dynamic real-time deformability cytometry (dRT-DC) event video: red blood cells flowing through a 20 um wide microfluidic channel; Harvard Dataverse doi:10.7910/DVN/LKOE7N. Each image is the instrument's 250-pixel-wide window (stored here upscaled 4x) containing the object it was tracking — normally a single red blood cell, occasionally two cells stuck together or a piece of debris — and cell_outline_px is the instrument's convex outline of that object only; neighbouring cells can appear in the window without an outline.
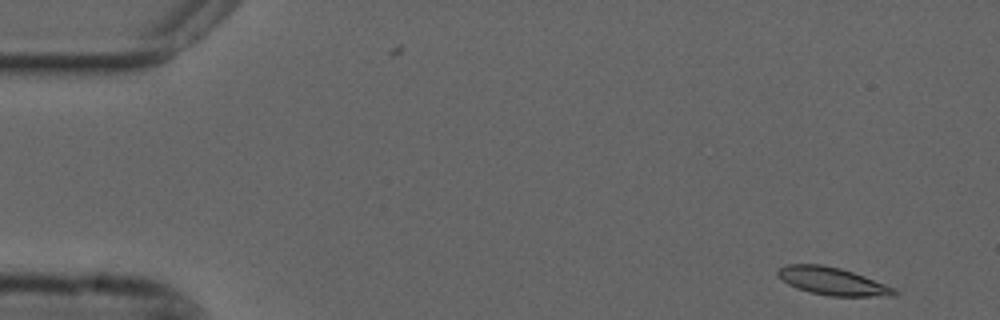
{"species": "common noctule bat (a hibernating species)", "species_latin": "Nyctalus noctula", "temperature_condition": "cold", "stored_images_in_passage": 53, "camera_frame_rate_fps": 3000, "um_per_image_px": 0.085, "animal": {"sex": "male", "forearm_length_mm": 52.5}, "frame": {"image": 1, "passage_image": 1, "time_ms": 0.0, "image_size_px": [1000, 320], "cell_outline_px": [[900, 292], [896, 296], [828, 296], [796, 288], [788, 284], [776, 276], [776, 272], [780, 268], [788, 264], [820, 264], [840, 268], [864, 276], [884, 284]], "centroid_in_image_um": [70.73, 23.9], "position_along_channel_um": 14.3, "area_um2": 18.67}}
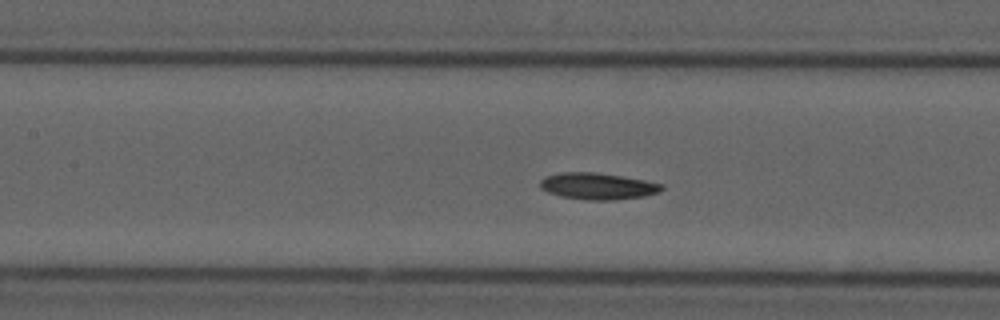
{"frame": {"image": 2, "passage_image": 22, "time_ms": 7.0, "image_size_px": [1000, 320], "cell_outline_px": [[664, 188], [660, 192], [644, 196], [612, 200], [588, 200], [560, 196], [548, 192], [540, 188], [540, 180], [544, 176], [560, 172], [596, 172], [644, 180], [660, 184]], "centroid_in_image_um": [50.76, 15.82], "position_along_channel_um": 156.6, "area_um2": 18.79}}
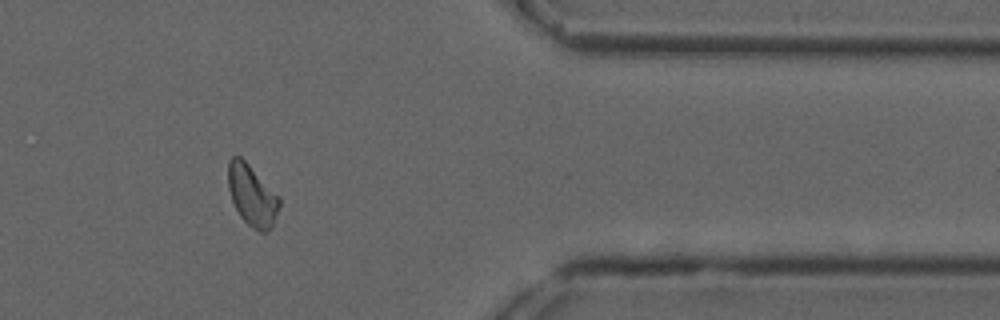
{"frame": {"image": 3, "passage_image": 43, "time_ms": 14.0, "image_size_px": [1000, 320], "cell_outline_px": [[280, 204], [272, 224], [264, 232], [260, 232], [252, 228], [240, 216], [232, 200], [228, 188], [228, 160], [232, 156], [240, 156], [280, 196]], "centroid_in_image_um": [21.41, 16.58], "position_along_channel_um": 390.0, "area_um2": 17.98}}